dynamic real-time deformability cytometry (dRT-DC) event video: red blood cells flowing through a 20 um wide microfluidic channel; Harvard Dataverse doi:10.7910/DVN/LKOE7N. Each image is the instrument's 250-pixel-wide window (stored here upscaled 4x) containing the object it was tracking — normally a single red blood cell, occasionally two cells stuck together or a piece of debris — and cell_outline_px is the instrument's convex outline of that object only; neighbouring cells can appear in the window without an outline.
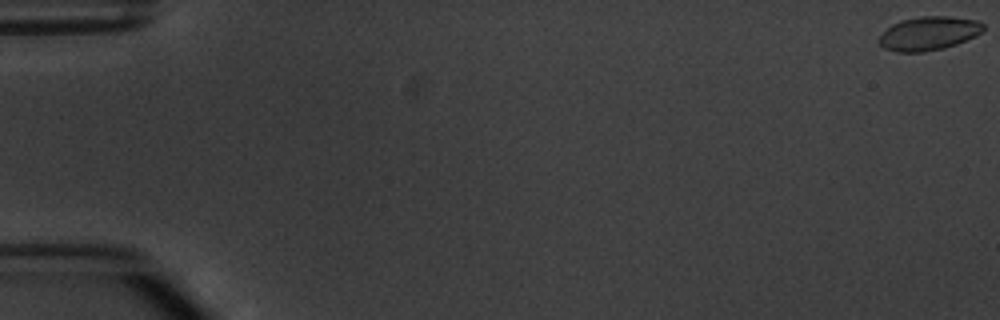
{"species": "common noctule bat (a hibernating species)", "species_latin": "Nyctalus noctula", "temperature_condition": "warm", "stored_images_in_passage": 6, "camera_frame_rate_fps": 3000, "um_per_image_px": 0.085, "animal": {"sex": "male", "body_mass_g": 20.1, "forearm_length_mm": 53.5}, "frame": {"image": 1, "passage_image": 1, "time_ms": 0.0, "image_size_px": [1000, 320], "cell_outline_px": [[984, 28], [976, 36], [956, 44], [944, 48], [924, 52], [896, 52], [884, 48], [880, 44], [880, 36], [892, 24], [900, 20], [920, 16], [948, 16], [976, 20], [984, 24]], "centroid_in_image_um": [78.95, 2.84], "position_along_channel_um": 6.1, "area_um2": 20.4}}
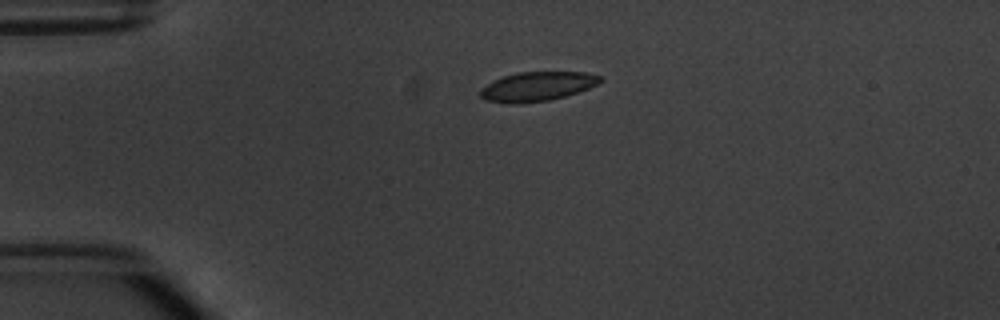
{"frame": {"image": 2, "passage_image": 4, "time_ms": 4.333, "image_size_px": [1000, 320], "cell_outline_px": [[604, 80], [588, 88], [564, 96], [548, 100], [520, 104], [508, 104], [484, 100], [480, 96], [480, 88], [504, 76], [516, 72], [584, 72], [604, 76]], "centroid_in_image_um": [45.65, 7.35], "position_along_channel_um": 39.3, "area_um2": 20.46}}